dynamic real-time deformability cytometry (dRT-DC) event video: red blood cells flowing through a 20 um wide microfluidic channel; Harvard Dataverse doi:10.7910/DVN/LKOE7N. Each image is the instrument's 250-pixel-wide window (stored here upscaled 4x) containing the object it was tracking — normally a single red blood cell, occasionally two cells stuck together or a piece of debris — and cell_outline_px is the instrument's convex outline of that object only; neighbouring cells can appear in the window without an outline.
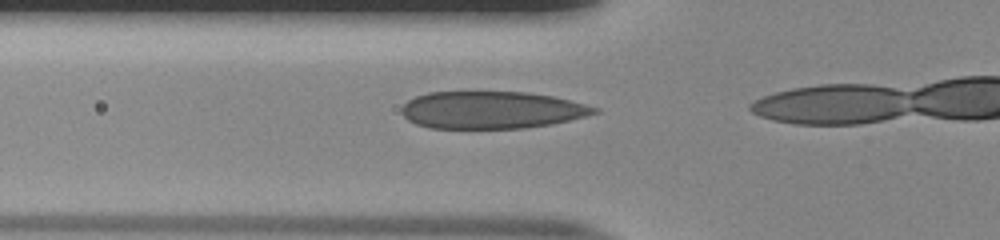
{"species": "human", "species_latin": "Homo sapiens", "temperature_condition": "room temperature", "stored_images_in_passage": 9, "camera_frame_rate_fps": 3000, "um_per_image_px": 0.085, "donor": {"sex": "male"}, "frame": {"image": 1, "passage_image": 7, "time_ms": 2.0, "image_size_px": [1000, 240], "cell_outline_px": [[600, 112], [552, 124], [524, 128], [428, 128], [416, 124], [408, 120], [400, 112], [400, 108], [408, 100], [416, 96], [428, 92], [528, 92], [552, 96], [600, 108]], "centroid_in_image_um": [41.75, 9.35], "position_along_channel_um": 84.1, "area_um2": 41.91}}